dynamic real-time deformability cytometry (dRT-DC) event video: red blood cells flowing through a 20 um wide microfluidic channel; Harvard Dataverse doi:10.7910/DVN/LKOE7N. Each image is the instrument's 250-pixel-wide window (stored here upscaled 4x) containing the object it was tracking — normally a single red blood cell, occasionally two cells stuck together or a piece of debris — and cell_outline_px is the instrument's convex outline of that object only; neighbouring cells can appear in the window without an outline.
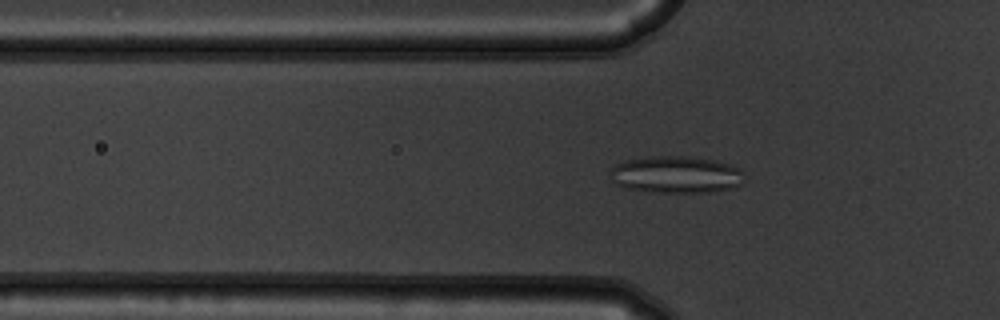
{"species": "common noctule bat (a hibernating species)", "species_latin": "Nyctalus noctula", "temperature_condition": "warm", "stored_images_in_passage": 54, "camera_frame_rate_fps": 3000, "um_per_image_px": 0.085, "animal": {"sex": "male", "body_mass_g": 19.5, "forearm_length_mm": 54.6}, "frame": {"image": 1, "passage_image": 18, "time_ms": 5.667, "image_size_px": [1000, 320], "cell_outline_px": [[744, 180], [740, 184], [728, 188], [712, 192], [652, 192], [628, 188], [616, 184], [612, 180], [608, 172], [616, 164], [624, 160], [652, 156], [688, 156], [716, 160], [732, 164], [740, 172]], "centroid_in_image_um": [57.42, 14.83], "position_along_channel_um": 68.4, "area_um2": 28.9}}
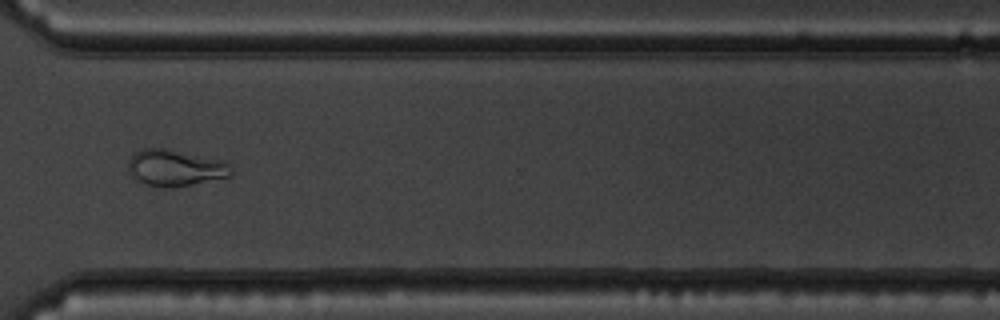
{"frame": {"image": 2, "passage_image": 41, "time_ms": 13.333, "image_size_px": [1000, 320], "cell_outline_px": [[232, 176], [192, 184], [168, 188], [156, 188], [144, 184], [136, 180], [132, 176], [128, 168], [128, 160], [136, 152], [144, 148], [164, 148], [224, 160], [228, 164], [232, 172]], "centroid_in_image_um": [14.88, 14.28], "position_along_channel_um": 355.7, "area_um2": 21.96}}
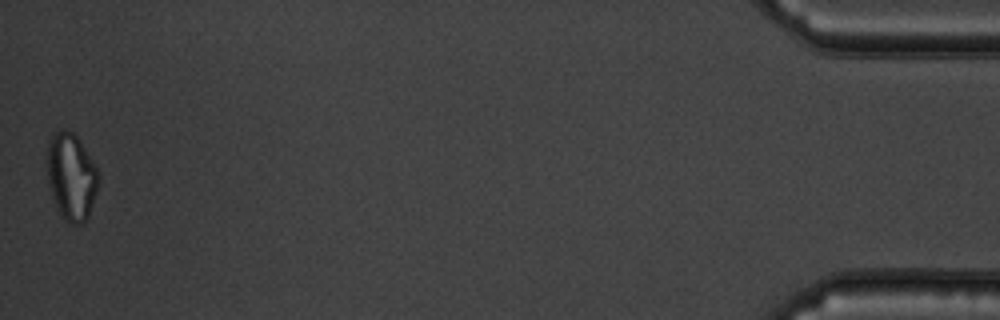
{"frame": {"image": 3, "passage_image": 54, "time_ms": 17.667, "image_size_px": [1000, 320], "cell_outline_px": [[100, 180], [88, 216], [80, 224], [72, 224], [64, 220], [60, 216], [52, 196], [48, 184], [48, 140], [60, 128], [68, 128], [76, 136], [100, 172]], "centroid_in_image_um": [6.07, 15.01], "position_along_channel_um": 429.1, "area_um2": 26.01}, "authors_computed_cell_mechanics": {"area_um2": 24.2471, "velocity_mm_per_s": 3.7569, "shape_relaxation_time_tau1_ms": null, "shape_relaxation_time_tau2_ms": 2.2082, "deformation_change_tau1": null, "deformation_change_tau2": 0.0846}}